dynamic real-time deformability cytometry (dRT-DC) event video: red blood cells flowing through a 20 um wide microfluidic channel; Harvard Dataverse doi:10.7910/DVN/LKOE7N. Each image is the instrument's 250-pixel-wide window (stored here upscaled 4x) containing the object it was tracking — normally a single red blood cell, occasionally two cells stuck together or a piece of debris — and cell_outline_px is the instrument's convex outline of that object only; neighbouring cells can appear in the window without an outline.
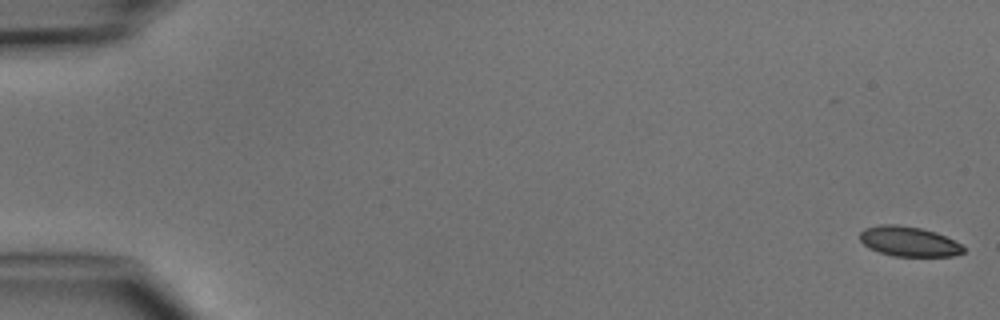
{"species": "common noctule bat (a hibernating species)", "species_latin": "Nyctalus noctula", "temperature_condition": "cold", "stored_images_in_passage": 5, "camera_frame_rate_fps": 3000, "um_per_image_px": 0.085, "animal": {"sex": "male", "body_mass_g": 15.6}, "frame": {"image": 1, "passage_image": 1, "time_ms": 0.0, "image_size_px": [1000, 320], "cell_outline_px": [[964, 252], [952, 256], [892, 256], [868, 248], [860, 240], [860, 232], [864, 228], [880, 224], [896, 224], [920, 228], [936, 232], [960, 244], [964, 248]], "centroid_in_image_um": [77.21, 20.52], "position_along_channel_um": 7.8, "area_um2": 17.98}}
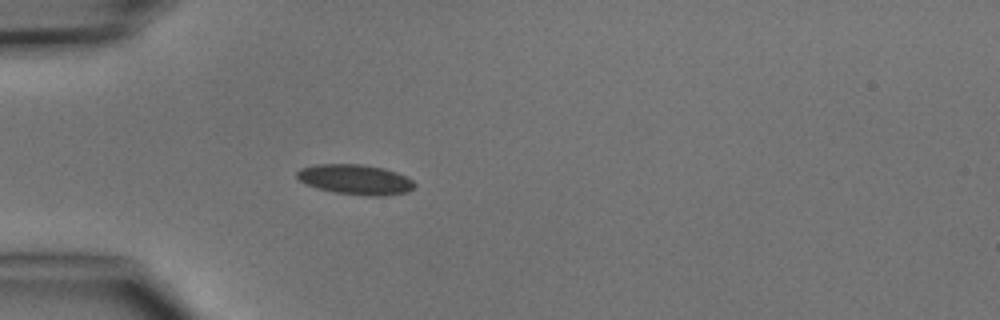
{"frame": {"image": 2, "passage_image": 5, "time_ms": 4.667, "image_size_px": [1000, 320], "cell_outline_px": [[416, 184], [408, 192], [380, 196], [368, 196], [336, 192], [316, 188], [300, 180], [296, 176], [296, 172], [300, 168], [316, 164], [360, 164], [384, 168], [396, 172], [412, 180]], "centroid_in_image_um": [30.2, 15.25], "position_along_channel_um": 54.8, "area_um2": 20.46}}